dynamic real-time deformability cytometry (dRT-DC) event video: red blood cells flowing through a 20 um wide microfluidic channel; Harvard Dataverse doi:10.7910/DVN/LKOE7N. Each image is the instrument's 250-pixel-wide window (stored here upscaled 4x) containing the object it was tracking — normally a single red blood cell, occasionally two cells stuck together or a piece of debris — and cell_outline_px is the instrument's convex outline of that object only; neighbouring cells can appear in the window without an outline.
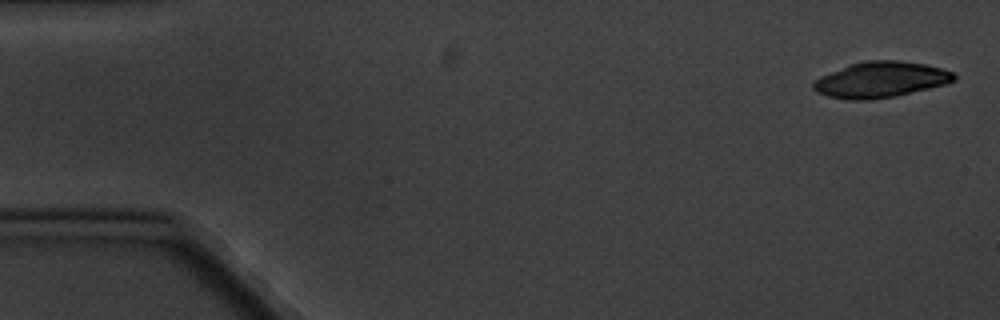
{"species": "common noctule bat (a hibernating species)", "species_latin": "Nyctalus noctula", "temperature_condition": "cold", "stored_images_in_passage": 4, "camera_frame_rate_fps": 3000, "um_per_image_px": 0.085, "animal": {"sex": "male", "body_mass_g": 20.1, "forearm_length_mm": 53.5}, "frame": {"image": 1, "passage_image": 1, "time_ms": 0.0, "image_size_px": [1000, 320], "cell_outline_px": [[956, 80], [948, 84], [896, 96], [872, 100], [848, 100], [828, 96], [812, 88], [812, 80], [820, 76], [848, 64], [864, 60], [900, 60], [924, 64], [940, 68], [952, 72], [956, 76]], "centroid_in_image_um": [74.85, 6.77], "position_along_channel_um": 10.2, "area_um2": 29.65}}